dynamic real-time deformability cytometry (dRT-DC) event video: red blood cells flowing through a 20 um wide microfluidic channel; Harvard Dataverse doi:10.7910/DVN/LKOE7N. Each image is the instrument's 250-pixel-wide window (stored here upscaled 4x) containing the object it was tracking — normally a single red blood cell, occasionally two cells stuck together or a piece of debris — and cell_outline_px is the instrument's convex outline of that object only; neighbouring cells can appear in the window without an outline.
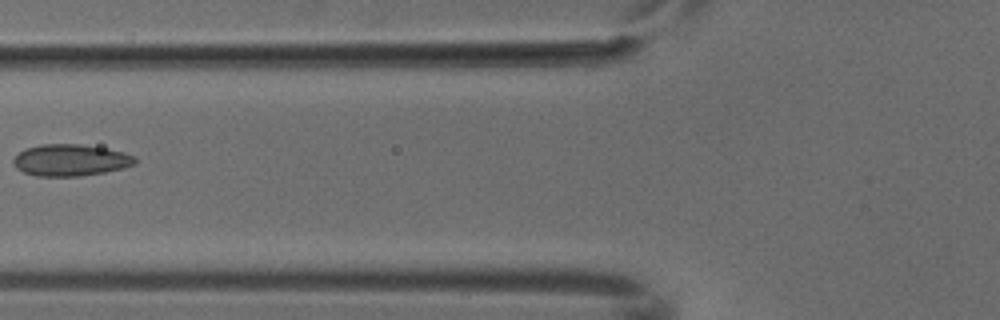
{"species": "common noctule bat (a hibernating species)", "species_latin": "Nyctalus noctula", "temperature_condition": "cold", "stored_images_in_passage": 5, "camera_frame_rate_fps": 3000, "um_per_image_px": 0.085, "animal": {"sex": "male", "body_mass_g": 18.8}, "frame": {"image": 1, "passage_image": 4, "time_ms": 1.0, "image_size_px": [1000, 320], "cell_outline_px": [[136, 164], [124, 168], [104, 172], [80, 176], [36, 176], [24, 172], [16, 168], [12, 160], [24, 148], [40, 144], [80, 144], [104, 148], [124, 152], [136, 156]], "centroid_in_image_um": [6.0, 13.61], "position_along_channel_um": 119.8, "area_um2": 22.54}}
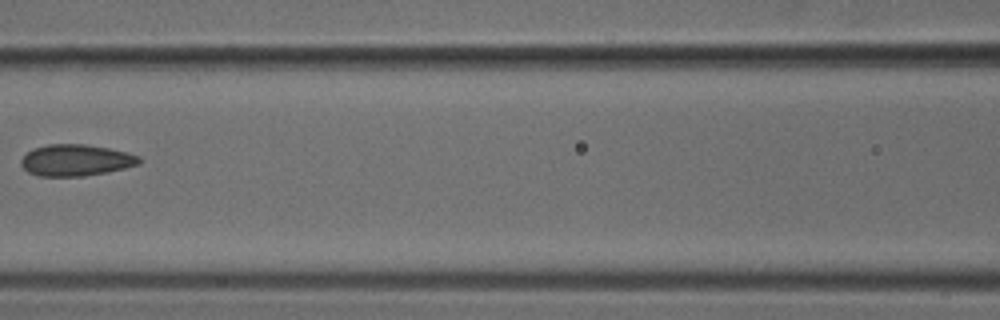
{"frame": {"image": 2, "passage_image": 5, "time_ms": 1.333, "image_size_px": [1000, 320], "cell_outline_px": [[140, 164], [108, 172], [84, 176], [36, 176], [28, 172], [20, 164], [20, 160], [32, 148], [48, 144], [84, 144], [108, 148], [140, 156]], "centroid_in_image_um": [6.42, 13.62], "position_along_channel_um": 160.2, "area_um2": 21.68}}